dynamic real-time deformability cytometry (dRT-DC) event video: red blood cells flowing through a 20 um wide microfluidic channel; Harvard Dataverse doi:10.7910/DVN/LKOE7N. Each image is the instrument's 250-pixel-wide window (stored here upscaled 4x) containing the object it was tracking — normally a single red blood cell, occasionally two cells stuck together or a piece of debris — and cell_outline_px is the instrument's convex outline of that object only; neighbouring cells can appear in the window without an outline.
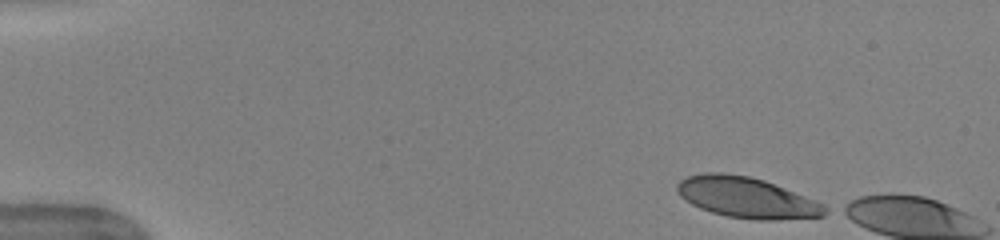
{"species": "human", "species_latin": "Homo sapiens", "temperature_condition": "warm", "stored_images_in_passage": 5, "camera_frame_rate_fps": 3000, "um_per_image_px": 0.085, "donor": {"sex": "female"}, "frame": {"image": 1, "passage_image": 1, "time_ms": 0.0, "image_size_px": [1000, 240], "cell_outline_px": [[832, 212], [824, 216], [776, 220], [756, 220], [728, 216], [712, 212], [700, 208], [684, 200], [680, 196], [676, 188], [676, 184], [680, 180], [688, 176], [704, 172], [724, 172], [748, 176], [764, 180], [824, 204], [832, 208]], "centroid_in_image_um": [63.49, 16.8], "position_along_channel_um": 21.5, "area_um2": 35.26}}